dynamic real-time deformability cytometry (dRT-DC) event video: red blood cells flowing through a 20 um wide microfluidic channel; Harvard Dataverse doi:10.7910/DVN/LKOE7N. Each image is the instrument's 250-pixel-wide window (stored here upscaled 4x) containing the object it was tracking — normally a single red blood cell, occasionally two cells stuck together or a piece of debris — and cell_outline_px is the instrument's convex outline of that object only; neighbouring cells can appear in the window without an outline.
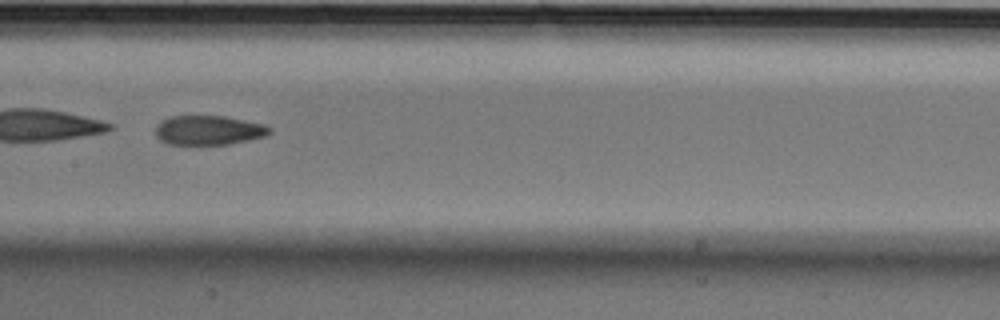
{"species": "Egyptian fruit bat (a non-hibernating species)", "species_latin": "Rousettus aegyptiacus", "temperature_condition": "cold", "stored_images_in_passage": 38, "camera_frame_rate_fps": 3000, "um_per_image_px": 0.085, "animal": {"sex": "male"}, "frame": {"image": 1, "passage_image": 12, "time_ms": 3.667, "image_size_px": [1000, 320], "cell_outline_px": [[272, 132], [264, 136], [248, 140], [228, 144], [168, 144], [160, 140], [156, 136], [156, 124], [172, 116], [224, 116], [264, 124], [272, 128]], "centroid_in_image_um": [17.74, 11.07], "position_along_channel_um": 189.7, "area_um2": 19.42}}